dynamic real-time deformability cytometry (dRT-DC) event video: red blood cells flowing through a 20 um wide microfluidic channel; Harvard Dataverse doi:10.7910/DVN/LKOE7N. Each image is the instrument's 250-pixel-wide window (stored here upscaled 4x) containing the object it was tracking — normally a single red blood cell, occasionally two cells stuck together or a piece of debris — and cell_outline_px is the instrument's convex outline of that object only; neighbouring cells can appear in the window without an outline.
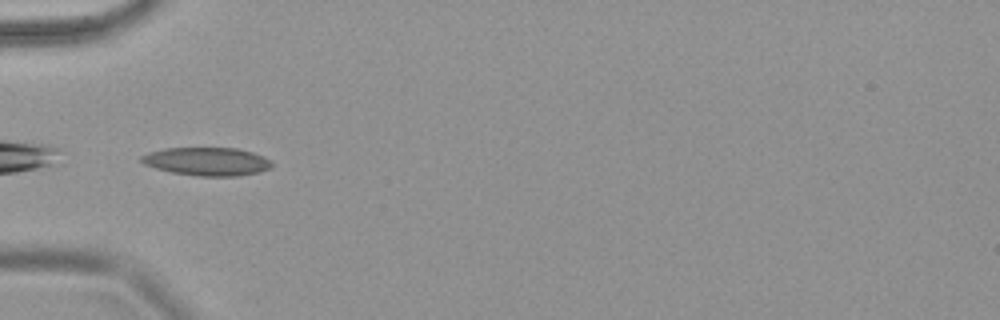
{"species": "common noctule bat (a hibernating species)", "species_latin": "Nyctalus noctula", "temperature_condition": "warm", "stored_images_in_passage": 7, "camera_frame_rate_fps": 3000, "um_per_image_px": 0.085, "animal": {"sex": "female", "body_mass_g": 18.4}, "frame": {"image": 1, "passage_image": 6, "time_ms": 1.667, "image_size_px": [1000, 320], "cell_outline_px": [[272, 168], [260, 172], [236, 176], [200, 176], [172, 172], [156, 168], [144, 164], [140, 160], [140, 156], [148, 152], [164, 148], [236, 148], [252, 152], [264, 156], [272, 160]], "centroid_in_image_um": [17.62, 13.72], "position_along_channel_um": 67.4, "area_um2": 21.56}}